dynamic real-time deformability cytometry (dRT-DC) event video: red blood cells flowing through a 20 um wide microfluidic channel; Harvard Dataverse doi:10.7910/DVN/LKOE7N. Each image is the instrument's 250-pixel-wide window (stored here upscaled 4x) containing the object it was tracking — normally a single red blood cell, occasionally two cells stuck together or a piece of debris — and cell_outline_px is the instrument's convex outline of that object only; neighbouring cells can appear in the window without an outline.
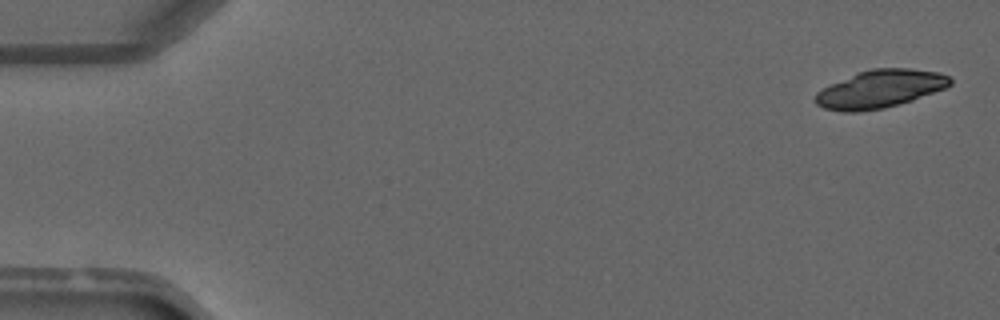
{"species": "common noctule bat (a hibernating species)", "species_latin": "Nyctalus noctula", "temperature_condition": "warm", "stored_images_in_passage": 3, "camera_frame_rate_fps": 3000, "um_per_image_px": 0.085, "animal": {"sex": "male", "forearm_length_mm": 52.5}, "frame": {"image": 1, "passage_image": 1, "time_ms": 0.0, "image_size_px": [1000, 320], "cell_outline_px": [[952, 84], [944, 88], [912, 100], [884, 108], [856, 112], [844, 112], [824, 108], [816, 104], [816, 92], [832, 84], [860, 72], [872, 68], [908, 68], [940, 72], [948, 76], [952, 80]], "centroid_in_image_um": [74.83, 7.56], "position_along_channel_um": 10.2, "area_um2": 29.3}}